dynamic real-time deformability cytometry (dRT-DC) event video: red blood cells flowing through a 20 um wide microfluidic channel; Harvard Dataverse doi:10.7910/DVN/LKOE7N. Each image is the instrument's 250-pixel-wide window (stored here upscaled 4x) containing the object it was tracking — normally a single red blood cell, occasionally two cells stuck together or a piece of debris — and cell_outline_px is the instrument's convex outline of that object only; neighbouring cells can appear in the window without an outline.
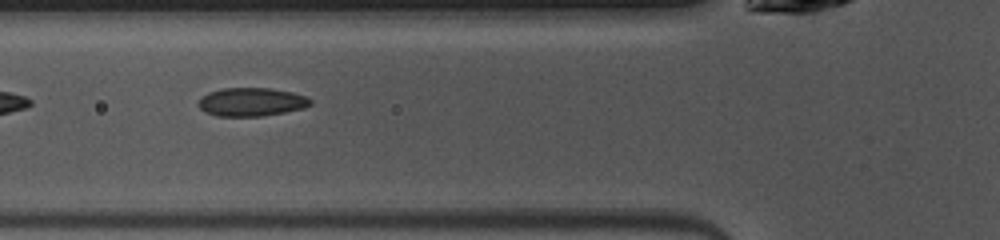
{"species": "common noctule bat (a hibernating species)", "species_latin": "Nyctalus noctula", "temperature_condition": "warm", "stored_images_in_passage": 31, "camera_frame_rate_fps": 3000, "um_per_image_px": 0.085, "animal": {"sex": "female", "body_mass_g": 10.0, "forearm_length_mm": 53.1}, "frame": {"image": 1, "passage_image": 5, "time_ms": 1.333, "image_size_px": [1000, 240], "cell_outline_px": [[312, 104], [304, 108], [284, 112], [260, 116], [216, 116], [200, 108], [196, 104], [208, 92], [224, 88], [272, 88], [292, 92], [304, 96], [312, 100]], "centroid_in_image_um": [21.39, 8.66], "position_along_channel_um": 104.4, "area_um2": 18.44}}
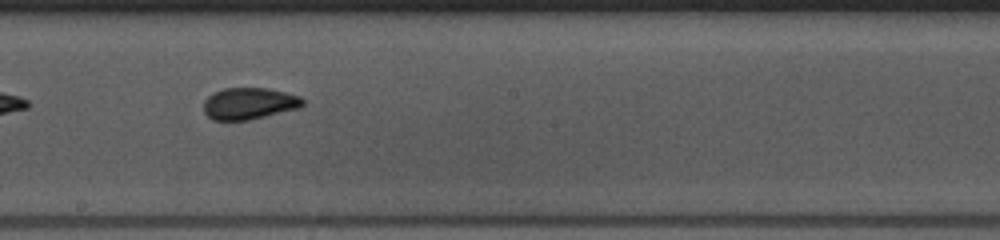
{"frame": {"image": 2, "passage_image": 14, "time_ms": 4.333, "image_size_px": [1000, 240], "cell_outline_px": [[304, 104], [300, 108], [248, 120], [212, 120], [204, 112], [204, 100], [212, 92], [224, 88], [268, 88], [300, 96], [304, 100]], "centroid_in_image_um": [21.17, 8.79], "position_along_channel_um": 227.0, "area_um2": 18.38}, "authors_computed_cell_mechanics": {"area_um2": 18.3804, "velocity_mm_per_s": 4.0672, "shape_relaxation_time_tau1_ms": null, "shape_relaxation_time_tau2_ms": 1.0589, "deformation_change_tau1": null, "deformation_change_tau2": 0.0564}}